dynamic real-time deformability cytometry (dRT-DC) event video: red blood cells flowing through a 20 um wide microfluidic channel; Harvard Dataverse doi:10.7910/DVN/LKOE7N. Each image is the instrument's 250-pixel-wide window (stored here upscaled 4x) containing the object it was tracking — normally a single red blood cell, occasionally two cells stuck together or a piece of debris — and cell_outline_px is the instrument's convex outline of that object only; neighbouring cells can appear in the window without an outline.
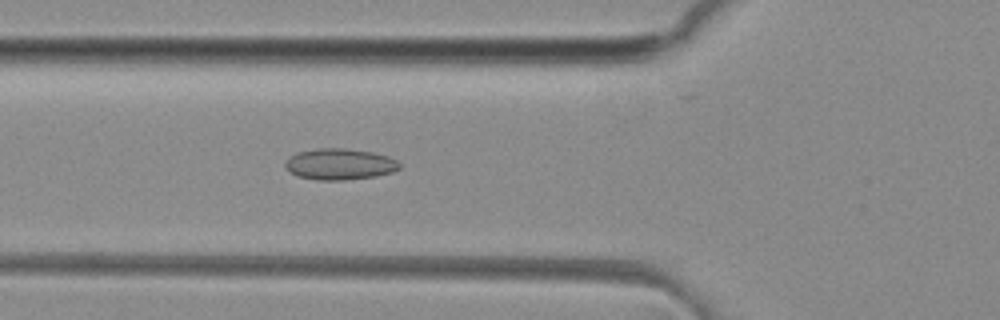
{"species": "common noctule bat (a hibernating species)", "species_latin": "Nyctalus noctula", "temperature_condition": "room temperature", "stored_images_in_passage": 39, "camera_frame_rate_fps": 3000, "um_per_image_px": 0.085, "animal": {"sex": "female", "body_mass_g": 29.2, "forearm_length_mm": 56.3}, "frame": {"image": 1, "passage_image": 9, "time_ms": 2.667, "image_size_px": [1000, 320], "cell_outline_px": [[400, 168], [392, 172], [376, 176], [344, 180], [316, 180], [296, 176], [288, 172], [284, 164], [288, 156], [296, 152], [320, 148], [344, 148], [372, 152], [388, 156], [396, 160], [400, 164]], "centroid_in_image_um": [28.83, 13.95], "position_along_channel_um": 97.0, "area_um2": 20.98}}
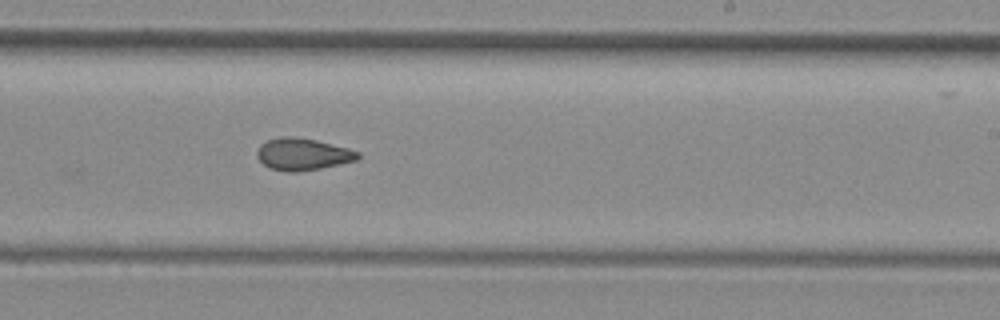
{"frame": {"image": 2, "passage_image": 21, "time_ms": 6.667, "image_size_px": [1000, 320], "cell_outline_px": [[360, 156], [356, 160], [320, 168], [296, 172], [288, 172], [272, 168], [264, 164], [256, 156], [256, 152], [260, 144], [268, 140], [280, 136], [296, 136], [316, 140], [348, 148], [360, 152]], "centroid_in_image_um": [25.72, 13.09], "position_along_channel_um": 263.3, "area_um2": 18.73}}
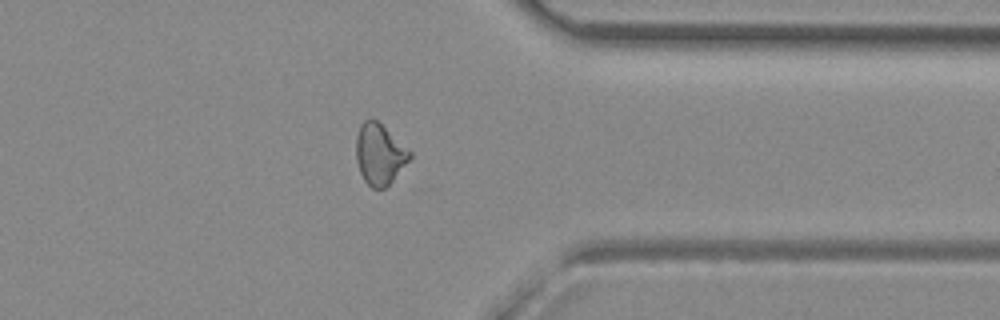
{"frame": {"image": 3, "passage_image": 30, "time_ms": 9.667, "image_size_px": [1000, 320], "cell_outline_px": [[412, 156], [392, 180], [384, 188], [372, 188], [364, 180], [360, 172], [356, 160], [356, 136], [360, 124], [364, 120], [376, 120], [412, 152]], "centroid_in_image_um": [32.24, 13.1], "position_along_channel_um": 379.2, "area_um2": 18.67}, "authors_computed_cell_mechanics": {"area_um2": 18.8428, "velocity_mm_per_s": 4.1631, "shape_relaxation_time_tau1_ms": null, "shape_relaxation_time_tau2_ms": 2.388, "deformation_change_tau1": null, "deformation_change_tau2": 0.0777}}